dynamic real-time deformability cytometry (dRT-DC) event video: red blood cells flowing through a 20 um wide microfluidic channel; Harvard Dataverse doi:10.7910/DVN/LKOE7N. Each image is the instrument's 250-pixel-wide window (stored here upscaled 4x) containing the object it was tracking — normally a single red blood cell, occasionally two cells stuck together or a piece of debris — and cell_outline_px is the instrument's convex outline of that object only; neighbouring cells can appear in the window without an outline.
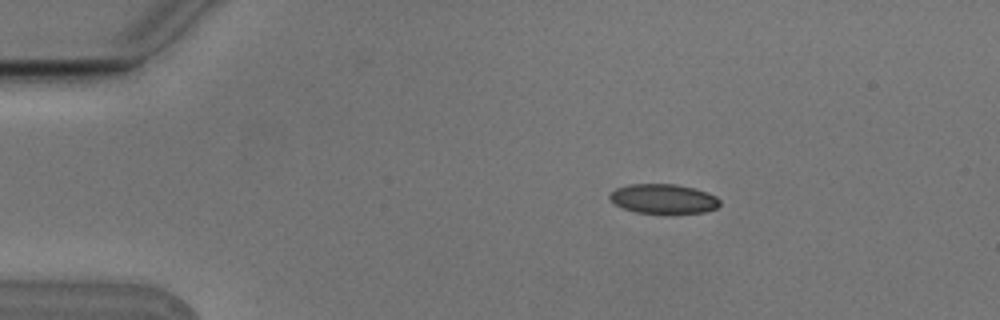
{"species": "Egyptian fruit bat (a non-hibernating species)", "species_latin": "Rousettus aegyptiacus", "temperature_condition": "cold", "stored_images_in_passage": 4, "camera_frame_rate_fps": 3000, "um_per_image_px": 0.085, "animal": {"sex": "male"}, "frame": {"image": 1, "passage_image": 2, "time_ms": 0.333, "image_size_px": [1000, 320], "cell_outline_px": [[720, 204], [716, 208], [704, 212], [636, 212], [624, 208], [616, 204], [608, 196], [616, 188], [632, 184], [672, 184], [692, 188], [708, 192], [716, 196], [720, 200]], "centroid_in_image_um": [56.41, 16.88], "position_along_channel_um": 28.6, "area_um2": 18.44}}